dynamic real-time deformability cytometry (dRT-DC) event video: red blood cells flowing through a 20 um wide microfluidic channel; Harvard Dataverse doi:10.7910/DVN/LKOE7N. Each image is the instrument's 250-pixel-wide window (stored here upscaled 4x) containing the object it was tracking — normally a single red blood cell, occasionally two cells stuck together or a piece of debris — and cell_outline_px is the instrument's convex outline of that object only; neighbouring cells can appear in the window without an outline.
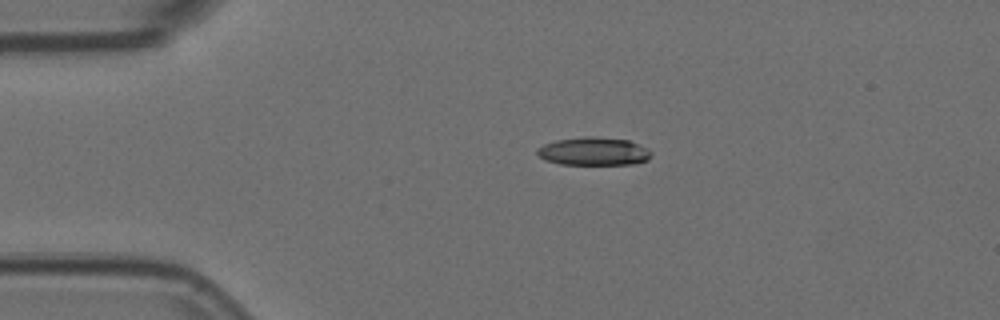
{"species": "Egyptian fruit bat (a non-hibernating species)", "species_latin": "Rousettus aegyptiacus", "temperature_condition": "room temperature", "stored_images_in_passage": 4, "camera_frame_rate_fps": 3000, "um_per_image_px": 0.085, "animal": {"sex": "female"}, "frame": {"image": 1, "passage_image": 3, "time_ms": 0.667, "image_size_px": [1000, 320], "cell_outline_px": [[652, 156], [648, 160], [636, 164], [560, 164], [544, 160], [536, 152], [536, 148], [544, 144], [556, 140], [584, 136], [592, 136], [628, 140], [652, 152]], "centroid_in_image_um": [50.44, 12.87], "position_along_channel_um": 34.6, "area_um2": 18.67}}